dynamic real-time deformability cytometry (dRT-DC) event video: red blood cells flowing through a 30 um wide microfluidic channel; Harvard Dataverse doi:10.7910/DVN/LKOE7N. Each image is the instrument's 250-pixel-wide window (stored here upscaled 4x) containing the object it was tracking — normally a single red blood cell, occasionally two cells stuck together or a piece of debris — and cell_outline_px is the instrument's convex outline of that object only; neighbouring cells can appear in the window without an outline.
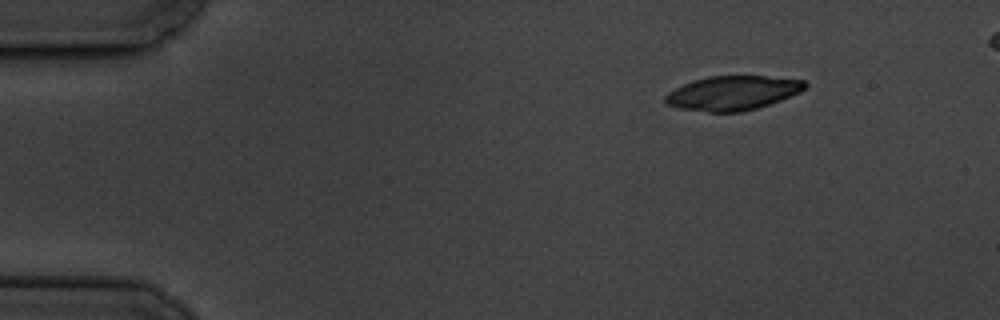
{"species": "common noctule bat (a hibernating species)", "species_latin": "Nyctalus noctula", "temperature_condition": "cold", "stored_images_in_passage": 6, "camera_frame_rate_fps": 3000, "um_per_image_px": 0.085, "animal": {"sex": "male", "body_mass_g": 19.5, "forearm_length_mm": 54.6}, "frame": {"image": 1, "passage_image": 1, "time_ms": 0.0, "image_size_px": [1000, 320], "cell_outline_px": [[808, 84], [800, 92], [780, 100], [756, 108], [740, 112], [708, 112], [680, 108], [668, 104], [664, 100], [664, 96], [668, 92], [684, 84], [708, 76], [764, 76], [804, 80]], "centroid_in_image_um": [62.27, 7.9], "position_along_channel_um": 22.7, "area_um2": 27.57}}